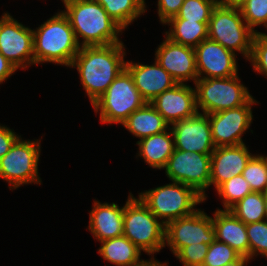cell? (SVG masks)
I'll list each match as a JSON object with an SVG mask.
<instances>
[{
  "label": "cell",
  "mask_w": 267,
  "mask_h": 266,
  "mask_svg": "<svg viewBox=\"0 0 267 266\" xmlns=\"http://www.w3.org/2000/svg\"><path fill=\"white\" fill-rule=\"evenodd\" d=\"M123 43L80 47L71 68H77L81 84L93 104L126 68Z\"/></svg>",
  "instance_id": "1"
},
{
  "label": "cell",
  "mask_w": 267,
  "mask_h": 266,
  "mask_svg": "<svg viewBox=\"0 0 267 266\" xmlns=\"http://www.w3.org/2000/svg\"><path fill=\"white\" fill-rule=\"evenodd\" d=\"M80 47L104 46L121 43L119 33L123 29L108 15L103 7L93 0H75L65 6ZM82 38V41L79 39Z\"/></svg>",
  "instance_id": "2"
},
{
  "label": "cell",
  "mask_w": 267,
  "mask_h": 266,
  "mask_svg": "<svg viewBox=\"0 0 267 266\" xmlns=\"http://www.w3.org/2000/svg\"><path fill=\"white\" fill-rule=\"evenodd\" d=\"M80 46L68 17L63 11L33 29L35 64L56 63L70 67Z\"/></svg>",
  "instance_id": "3"
},
{
  "label": "cell",
  "mask_w": 267,
  "mask_h": 266,
  "mask_svg": "<svg viewBox=\"0 0 267 266\" xmlns=\"http://www.w3.org/2000/svg\"><path fill=\"white\" fill-rule=\"evenodd\" d=\"M123 235L148 255L166 246L165 225L132 193L124 205Z\"/></svg>",
  "instance_id": "4"
},
{
  "label": "cell",
  "mask_w": 267,
  "mask_h": 266,
  "mask_svg": "<svg viewBox=\"0 0 267 266\" xmlns=\"http://www.w3.org/2000/svg\"><path fill=\"white\" fill-rule=\"evenodd\" d=\"M138 197L164 225L193 214L195 206L205 201L192 187L179 182L149 189Z\"/></svg>",
  "instance_id": "5"
},
{
  "label": "cell",
  "mask_w": 267,
  "mask_h": 266,
  "mask_svg": "<svg viewBox=\"0 0 267 266\" xmlns=\"http://www.w3.org/2000/svg\"><path fill=\"white\" fill-rule=\"evenodd\" d=\"M255 32L246 24L237 6L218 3L208 23V38L249 60Z\"/></svg>",
  "instance_id": "6"
},
{
  "label": "cell",
  "mask_w": 267,
  "mask_h": 266,
  "mask_svg": "<svg viewBox=\"0 0 267 266\" xmlns=\"http://www.w3.org/2000/svg\"><path fill=\"white\" fill-rule=\"evenodd\" d=\"M145 103L134 84L132 75L125 68L92 106L95 113H100L101 123L122 124Z\"/></svg>",
  "instance_id": "7"
},
{
  "label": "cell",
  "mask_w": 267,
  "mask_h": 266,
  "mask_svg": "<svg viewBox=\"0 0 267 266\" xmlns=\"http://www.w3.org/2000/svg\"><path fill=\"white\" fill-rule=\"evenodd\" d=\"M236 74L227 78H198L195 83L196 105L203 114H212L245 105L253 96Z\"/></svg>",
  "instance_id": "8"
},
{
  "label": "cell",
  "mask_w": 267,
  "mask_h": 266,
  "mask_svg": "<svg viewBox=\"0 0 267 266\" xmlns=\"http://www.w3.org/2000/svg\"><path fill=\"white\" fill-rule=\"evenodd\" d=\"M40 140H22L21 136L0 159V178L9 183V189L34 183L41 185L38 174Z\"/></svg>",
  "instance_id": "9"
},
{
  "label": "cell",
  "mask_w": 267,
  "mask_h": 266,
  "mask_svg": "<svg viewBox=\"0 0 267 266\" xmlns=\"http://www.w3.org/2000/svg\"><path fill=\"white\" fill-rule=\"evenodd\" d=\"M210 165L211 155L174 149L164 169L171 182L192 187L206 200L205 191L210 187Z\"/></svg>",
  "instance_id": "10"
},
{
  "label": "cell",
  "mask_w": 267,
  "mask_h": 266,
  "mask_svg": "<svg viewBox=\"0 0 267 266\" xmlns=\"http://www.w3.org/2000/svg\"><path fill=\"white\" fill-rule=\"evenodd\" d=\"M215 240L212 217L200 209L165 225V245L170 247L173 255L184 246L197 243L210 245Z\"/></svg>",
  "instance_id": "11"
},
{
  "label": "cell",
  "mask_w": 267,
  "mask_h": 266,
  "mask_svg": "<svg viewBox=\"0 0 267 266\" xmlns=\"http://www.w3.org/2000/svg\"><path fill=\"white\" fill-rule=\"evenodd\" d=\"M0 53L17 69L34 65L33 30L8 12L0 19Z\"/></svg>",
  "instance_id": "12"
},
{
  "label": "cell",
  "mask_w": 267,
  "mask_h": 266,
  "mask_svg": "<svg viewBox=\"0 0 267 266\" xmlns=\"http://www.w3.org/2000/svg\"><path fill=\"white\" fill-rule=\"evenodd\" d=\"M256 103L252 97L245 105L208 114L215 147L244 144L242 135L251 126L252 105Z\"/></svg>",
  "instance_id": "13"
},
{
  "label": "cell",
  "mask_w": 267,
  "mask_h": 266,
  "mask_svg": "<svg viewBox=\"0 0 267 266\" xmlns=\"http://www.w3.org/2000/svg\"><path fill=\"white\" fill-rule=\"evenodd\" d=\"M175 149L211 155L215 150L208 114L195 116L171 125Z\"/></svg>",
  "instance_id": "14"
},
{
  "label": "cell",
  "mask_w": 267,
  "mask_h": 266,
  "mask_svg": "<svg viewBox=\"0 0 267 266\" xmlns=\"http://www.w3.org/2000/svg\"><path fill=\"white\" fill-rule=\"evenodd\" d=\"M194 51L198 78H227L238 74L236 53L218 42L207 38Z\"/></svg>",
  "instance_id": "15"
},
{
  "label": "cell",
  "mask_w": 267,
  "mask_h": 266,
  "mask_svg": "<svg viewBox=\"0 0 267 266\" xmlns=\"http://www.w3.org/2000/svg\"><path fill=\"white\" fill-rule=\"evenodd\" d=\"M177 83L198 79L194 48L175 43L165 37L155 51V59Z\"/></svg>",
  "instance_id": "16"
},
{
  "label": "cell",
  "mask_w": 267,
  "mask_h": 266,
  "mask_svg": "<svg viewBox=\"0 0 267 266\" xmlns=\"http://www.w3.org/2000/svg\"><path fill=\"white\" fill-rule=\"evenodd\" d=\"M150 104L169 125L195 116L198 113L195 88L178 83L154 98Z\"/></svg>",
  "instance_id": "17"
},
{
  "label": "cell",
  "mask_w": 267,
  "mask_h": 266,
  "mask_svg": "<svg viewBox=\"0 0 267 266\" xmlns=\"http://www.w3.org/2000/svg\"><path fill=\"white\" fill-rule=\"evenodd\" d=\"M252 156L245 143L216 147L211 154L210 186L217 189L225 181L242 174Z\"/></svg>",
  "instance_id": "18"
},
{
  "label": "cell",
  "mask_w": 267,
  "mask_h": 266,
  "mask_svg": "<svg viewBox=\"0 0 267 266\" xmlns=\"http://www.w3.org/2000/svg\"><path fill=\"white\" fill-rule=\"evenodd\" d=\"M154 62L153 65L126 62V69L132 75L136 88L148 103L165 90L178 84L156 60Z\"/></svg>",
  "instance_id": "19"
},
{
  "label": "cell",
  "mask_w": 267,
  "mask_h": 266,
  "mask_svg": "<svg viewBox=\"0 0 267 266\" xmlns=\"http://www.w3.org/2000/svg\"><path fill=\"white\" fill-rule=\"evenodd\" d=\"M124 206L95 201L89 213V231L99 242L123 235Z\"/></svg>",
  "instance_id": "20"
},
{
  "label": "cell",
  "mask_w": 267,
  "mask_h": 266,
  "mask_svg": "<svg viewBox=\"0 0 267 266\" xmlns=\"http://www.w3.org/2000/svg\"><path fill=\"white\" fill-rule=\"evenodd\" d=\"M216 240L226 243L241 256L249 259V241L246 224L230 210L217 209L212 217Z\"/></svg>",
  "instance_id": "21"
},
{
  "label": "cell",
  "mask_w": 267,
  "mask_h": 266,
  "mask_svg": "<svg viewBox=\"0 0 267 266\" xmlns=\"http://www.w3.org/2000/svg\"><path fill=\"white\" fill-rule=\"evenodd\" d=\"M136 144L139 146V157L155 169H164L175 149L170 127L168 131L145 137Z\"/></svg>",
  "instance_id": "22"
},
{
  "label": "cell",
  "mask_w": 267,
  "mask_h": 266,
  "mask_svg": "<svg viewBox=\"0 0 267 266\" xmlns=\"http://www.w3.org/2000/svg\"><path fill=\"white\" fill-rule=\"evenodd\" d=\"M122 125L140 140L169 129L163 116L148 102L135 110Z\"/></svg>",
  "instance_id": "23"
},
{
  "label": "cell",
  "mask_w": 267,
  "mask_h": 266,
  "mask_svg": "<svg viewBox=\"0 0 267 266\" xmlns=\"http://www.w3.org/2000/svg\"><path fill=\"white\" fill-rule=\"evenodd\" d=\"M100 243V256L116 266H136L143 261L140 260L141 250L124 235Z\"/></svg>",
  "instance_id": "24"
},
{
  "label": "cell",
  "mask_w": 267,
  "mask_h": 266,
  "mask_svg": "<svg viewBox=\"0 0 267 266\" xmlns=\"http://www.w3.org/2000/svg\"><path fill=\"white\" fill-rule=\"evenodd\" d=\"M208 23L185 19H168L164 23L170 25L169 31L165 32L166 38L175 43L195 48L208 38Z\"/></svg>",
  "instance_id": "25"
},
{
  "label": "cell",
  "mask_w": 267,
  "mask_h": 266,
  "mask_svg": "<svg viewBox=\"0 0 267 266\" xmlns=\"http://www.w3.org/2000/svg\"><path fill=\"white\" fill-rule=\"evenodd\" d=\"M98 2L108 15L125 30L131 23L145 13V0H93Z\"/></svg>",
  "instance_id": "26"
},
{
  "label": "cell",
  "mask_w": 267,
  "mask_h": 266,
  "mask_svg": "<svg viewBox=\"0 0 267 266\" xmlns=\"http://www.w3.org/2000/svg\"><path fill=\"white\" fill-rule=\"evenodd\" d=\"M245 224L266 220L265 202L262 192H251L229 209Z\"/></svg>",
  "instance_id": "27"
},
{
  "label": "cell",
  "mask_w": 267,
  "mask_h": 266,
  "mask_svg": "<svg viewBox=\"0 0 267 266\" xmlns=\"http://www.w3.org/2000/svg\"><path fill=\"white\" fill-rule=\"evenodd\" d=\"M216 190L223 201L224 210H229L239 200L252 192L250 185L242 174L225 181Z\"/></svg>",
  "instance_id": "28"
},
{
  "label": "cell",
  "mask_w": 267,
  "mask_h": 266,
  "mask_svg": "<svg viewBox=\"0 0 267 266\" xmlns=\"http://www.w3.org/2000/svg\"><path fill=\"white\" fill-rule=\"evenodd\" d=\"M242 176L253 192H263L267 187V156L253 154L244 168Z\"/></svg>",
  "instance_id": "29"
},
{
  "label": "cell",
  "mask_w": 267,
  "mask_h": 266,
  "mask_svg": "<svg viewBox=\"0 0 267 266\" xmlns=\"http://www.w3.org/2000/svg\"><path fill=\"white\" fill-rule=\"evenodd\" d=\"M218 0H184L179 12L170 19H185L196 22H209Z\"/></svg>",
  "instance_id": "30"
},
{
  "label": "cell",
  "mask_w": 267,
  "mask_h": 266,
  "mask_svg": "<svg viewBox=\"0 0 267 266\" xmlns=\"http://www.w3.org/2000/svg\"><path fill=\"white\" fill-rule=\"evenodd\" d=\"M249 241V260L259 254L267 258V220L246 224Z\"/></svg>",
  "instance_id": "31"
},
{
  "label": "cell",
  "mask_w": 267,
  "mask_h": 266,
  "mask_svg": "<svg viewBox=\"0 0 267 266\" xmlns=\"http://www.w3.org/2000/svg\"><path fill=\"white\" fill-rule=\"evenodd\" d=\"M246 24L256 32L254 28L267 21V0H244L239 6Z\"/></svg>",
  "instance_id": "32"
},
{
  "label": "cell",
  "mask_w": 267,
  "mask_h": 266,
  "mask_svg": "<svg viewBox=\"0 0 267 266\" xmlns=\"http://www.w3.org/2000/svg\"><path fill=\"white\" fill-rule=\"evenodd\" d=\"M241 255L226 243L215 240L209 245L202 266H224L236 261Z\"/></svg>",
  "instance_id": "33"
},
{
  "label": "cell",
  "mask_w": 267,
  "mask_h": 266,
  "mask_svg": "<svg viewBox=\"0 0 267 266\" xmlns=\"http://www.w3.org/2000/svg\"><path fill=\"white\" fill-rule=\"evenodd\" d=\"M248 61L252 63L255 72L267 77V38L254 34Z\"/></svg>",
  "instance_id": "34"
},
{
  "label": "cell",
  "mask_w": 267,
  "mask_h": 266,
  "mask_svg": "<svg viewBox=\"0 0 267 266\" xmlns=\"http://www.w3.org/2000/svg\"><path fill=\"white\" fill-rule=\"evenodd\" d=\"M208 248L209 245L205 243L190 244L182 247L175 256L184 266H202Z\"/></svg>",
  "instance_id": "35"
},
{
  "label": "cell",
  "mask_w": 267,
  "mask_h": 266,
  "mask_svg": "<svg viewBox=\"0 0 267 266\" xmlns=\"http://www.w3.org/2000/svg\"><path fill=\"white\" fill-rule=\"evenodd\" d=\"M184 0H158V16L161 23L174 17L179 12Z\"/></svg>",
  "instance_id": "36"
},
{
  "label": "cell",
  "mask_w": 267,
  "mask_h": 266,
  "mask_svg": "<svg viewBox=\"0 0 267 266\" xmlns=\"http://www.w3.org/2000/svg\"><path fill=\"white\" fill-rule=\"evenodd\" d=\"M14 130L0 125V159L11 149L15 141L20 137Z\"/></svg>",
  "instance_id": "37"
},
{
  "label": "cell",
  "mask_w": 267,
  "mask_h": 266,
  "mask_svg": "<svg viewBox=\"0 0 267 266\" xmlns=\"http://www.w3.org/2000/svg\"><path fill=\"white\" fill-rule=\"evenodd\" d=\"M16 70L18 69L0 53V84L6 81Z\"/></svg>",
  "instance_id": "38"
},
{
  "label": "cell",
  "mask_w": 267,
  "mask_h": 266,
  "mask_svg": "<svg viewBox=\"0 0 267 266\" xmlns=\"http://www.w3.org/2000/svg\"><path fill=\"white\" fill-rule=\"evenodd\" d=\"M136 266H168V263L159 262L158 260H155V258L151 256L149 260H143L139 265Z\"/></svg>",
  "instance_id": "39"
},
{
  "label": "cell",
  "mask_w": 267,
  "mask_h": 266,
  "mask_svg": "<svg viewBox=\"0 0 267 266\" xmlns=\"http://www.w3.org/2000/svg\"><path fill=\"white\" fill-rule=\"evenodd\" d=\"M250 260L247 257L240 256L236 261H233L231 263L225 264L224 266H247L246 264Z\"/></svg>",
  "instance_id": "40"
},
{
  "label": "cell",
  "mask_w": 267,
  "mask_h": 266,
  "mask_svg": "<svg viewBox=\"0 0 267 266\" xmlns=\"http://www.w3.org/2000/svg\"><path fill=\"white\" fill-rule=\"evenodd\" d=\"M244 0H218V3L229 6H239Z\"/></svg>",
  "instance_id": "41"
},
{
  "label": "cell",
  "mask_w": 267,
  "mask_h": 266,
  "mask_svg": "<svg viewBox=\"0 0 267 266\" xmlns=\"http://www.w3.org/2000/svg\"><path fill=\"white\" fill-rule=\"evenodd\" d=\"M262 194H263V198L265 202V211H266V220H267V187L264 189Z\"/></svg>",
  "instance_id": "42"
},
{
  "label": "cell",
  "mask_w": 267,
  "mask_h": 266,
  "mask_svg": "<svg viewBox=\"0 0 267 266\" xmlns=\"http://www.w3.org/2000/svg\"><path fill=\"white\" fill-rule=\"evenodd\" d=\"M263 26L265 27V28H267V21L263 24ZM258 36H260V37H265V38H267V33H261V32H259V31H256L255 32Z\"/></svg>",
  "instance_id": "43"
},
{
  "label": "cell",
  "mask_w": 267,
  "mask_h": 266,
  "mask_svg": "<svg viewBox=\"0 0 267 266\" xmlns=\"http://www.w3.org/2000/svg\"><path fill=\"white\" fill-rule=\"evenodd\" d=\"M64 3V6L68 3L74 2L75 0H61Z\"/></svg>",
  "instance_id": "44"
}]
</instances>
